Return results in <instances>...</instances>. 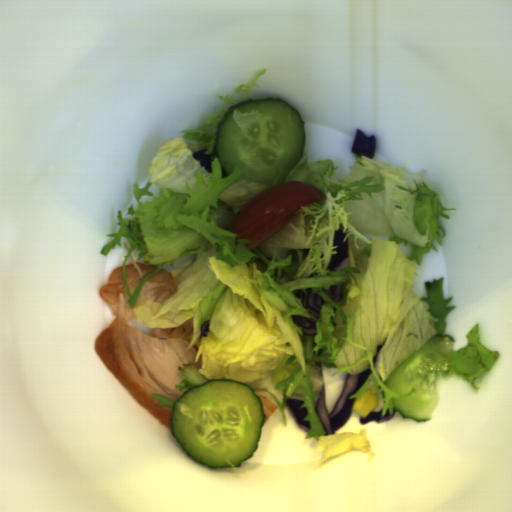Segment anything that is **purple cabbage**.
Listing matches in <instances>:
<instances>
[{
  "label": "purple cabbage",
  "mask_w": 512,
  "mask_h": 512,
  "mask_svg": "<svg viewBox=\"0 0 512 512\" xmlns=\"http://www.w3.org/2000/svg\"><path fill=\"white\" fill-rule=\"evenodd\" d=\"M371 369H366L359 374L346 375L343 390L335 403V407L331 414H328L325 406L326 390L323 386L318 399L316 401L315 410L319 415L321 422L325 428V437L332 435L340 429L344 423L349 419L353 410L352 405L356 398H349L353 396L366 380L371 375Z\"/></svg>",
  "instance_id": "c1f60e8f"
},
{
  "label": "purple cabbage",
  "mask_w": 512,
  "mask_h": 512,
  "mask_svg": "<svg viewBox=\"0 0 512 512\" xmlns=\"http://www.w3.org/2000/svg\"><path fill=\"white\" fill-rule=\"evenodd\" d=\"M343 226H341L334 234L333 244L337 246V254L332 255L331 262L327 269L339 271L341 268H347L350 258L348 249V239L343 242L345 233H343Z\"/></svg>",
  "instance_id": "ea28d5fd"
},
{
  "label": "purple cabbage",
  "mask_w": 512,
  "mask_h": 512,
  "mask_svg": "<svg viewBox=\"0 0 512 512\" xmlns=\"http://www.w3.org/2000/svg\"><path fill=\"white\" fill-rule=\"evenodd\" d=\"M311 288L306 289V293L302 289H295L293 294L301 299L304 309L308 310V313L319 318L321 308L324 305L323 298L318 293H312Z\"/></svg>",
  "instance_id": "f65ffa83"
},
{
  "label": "purple cabbage",
  "mask_w": 512,
  "mask_h": 512,
  "mask_svg": "<svg viewBox=\"0 0 512 512\" xmlns=\"http://www.w3.org/2000/svg\"><path fill=\"white\" fill-rule=\"evenodd\" d=\"M377 139L375 135L366 137L359 129L357 130L355 141L352 147V153L360 156L365 155L368 158L374 159L376 154Z\"/></svg>",
  "instance_id": "39781b68"
},
{
  "label": "purple cabbage",
  "mask_w": 512,
  "mask_h": 512,
  "mask_svg": "<svg viewBox=\"0 0 512 512\" xmlns=\"http://www.w3.org/2000/svg\"><path fill=\"white\" fill-rule=\"evenodd\" d=\"M303 400H296L291 398H286V405L289 411V414L295 424L302 429L304 432H309L311 430V424L308 421H305L308 410L305 408H300L303 404Z\"/></svg>",
  "instance_id": "9ea6ddef"
},
{
  "label": "purple cabbage",
  "mask_w": 512,
  "mask_h": 512,
  "mask_svg": "<svg viewBox=\"0 0 512 512\" xmlns=\"http://www.w3.org/2000/svg\"><path fill=\"white\" fill-rule=\"evenodd\" d=\"M291 319L297 327H301V331L304 335L310 337L317 335V320L313 317L291 314Z\"/></svg>",
  "instance_id": "8b30caba"
},
{
  "label": "purple cabbage",
  "mask_w": 512,
  "mask_h": 512,
  "mask_svg": "<svg viewBox=\"0 0 512 512\" xmlns=\"http://www.w3.org/2000/svg\"><path fill=\"white\" fill-rule=\"evenodd\" d=\"M207 151H208L207 148H205V149H201V150L192 152V157L195 160H199L200 166L204 167V169L207 172L212 173L211 162L215 157H219V156H218L216 147L214 148V153L211 155L205 154V152H207Z\"/></svg>",
  "instance_id": "06f8d472"
},
{
  "label": "purple cabbage",
  "mask_w": 512,
  "mask_h": 512,
  "mask_svg": "<svg viewBox=\"0 0 512 512\" xmlns=\"http://www.w3.org/2000/svg\"><path fill=\"white\" fill-rule=\"evenodd\" d=\"M382 410L379 412H370L369 415L366 418H359V424L366 425L370 424L371 422H375L376 424H381L384 421L390 420L394 417L396 410H393V414L389 413V410L386 412L385 416H381Z\"/></svg>",
  "instance_id": "9cd0cae8"
},
{
  "label": "purple cabbage",
  "mask_w": 512,
  "mask_h": 512,
  "mask_svg": "<svg viewBox=\"0 0 512 512\" xmlns=\"http://www.w3.org/2000/svg\"><path fill=\"white\" fill-rule=\"evenodd\" d=\"M342 284H332L329 289H323L327 297H329L335 303H338L342 297Z\"/></svg>",
  "instance_id": "38c2f254"
},
{
  "label": "purple cabbage",
  "mask_w": 512,
  "mask_h": 512,
  "mask_svg": "<svg viewBox=\"0 0 512 512\" xmlns=\"http://www.w3.org/2000/svg\"><path fill=\"white\" fill-rule=\"evenodd\" d=\"M211 320H206L203 322V324L201 325V329H200V333L202 336H207L208 335V332H209V323H210Z\"/></svg>",
  "instance_id": "4d1481cc"
},
{
  "label": "purple cabbage",
  "mask_w": 512,
  "mask_h": 512,
  "mask_svg": "<svg viewBox=\"0 0 512 512\" xmlns=\"http://www.w3.org/2000/svg\"><path fill=\"white\" fill-rule=\"evenodd\" d=\"M384 344H381V345H378L377 348H376V355L373 357V363L374 365L376 364V361H377V358H378V355H379V352L380 350L383 348Z\"/></svg>",
  "instance_id": "45c4457a"
},
{
  "label": "purple cabbage",
  "mask_w": 512,
  "mask_h": 512,
  "mask_svg": "<svg viewBox=\"0 0 512 512\" xmlns=\"http://www.w3.org/2000/svg\"><path fill=\"white\" fill-rule=\"evenodd\" d=\"M321 353H322V349H320V350H319V352H318V354H317V355H318V356H320V355H321Z\"/></svg>",
  "instance_id": "7bc51332"
}]
</instances>
